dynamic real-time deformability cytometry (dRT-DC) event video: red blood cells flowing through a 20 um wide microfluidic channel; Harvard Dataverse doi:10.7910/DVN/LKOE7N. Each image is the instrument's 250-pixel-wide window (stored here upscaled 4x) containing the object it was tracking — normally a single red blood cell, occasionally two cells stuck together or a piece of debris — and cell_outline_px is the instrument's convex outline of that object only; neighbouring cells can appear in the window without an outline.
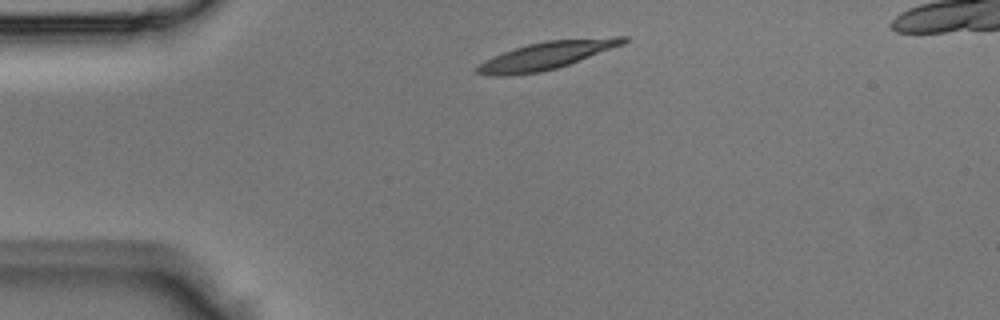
{"species": "Egyptian fruit bat (a non-hibernating species)", "species_latin": "Rousettus aegyptiacus", "temperature_condition": "room temperature", "stored_images_in_passage": 2, "camera_frame_rate_fps": 3000, "um_per_image_px": 0.085, "animal": {"sex": "male"}, "frame": {"image": 1, "passage_image": 1, "time_ms": 0.0, "image_size_px": [1000, 320], "cell_outline_px": [[628, 40], [624, 44], [568, 64], [556, 68], [540, 72], [508, 76], [488, 76], [476, 72], [476, 68], [484, 60], [492, 56], [528, 44], [548, 40], [612, 36], [628, 36]], "centroid_in_image_um": [46.46, 4.71], "position_along_channel_um": 38.5, "area_um2": 23.52}}